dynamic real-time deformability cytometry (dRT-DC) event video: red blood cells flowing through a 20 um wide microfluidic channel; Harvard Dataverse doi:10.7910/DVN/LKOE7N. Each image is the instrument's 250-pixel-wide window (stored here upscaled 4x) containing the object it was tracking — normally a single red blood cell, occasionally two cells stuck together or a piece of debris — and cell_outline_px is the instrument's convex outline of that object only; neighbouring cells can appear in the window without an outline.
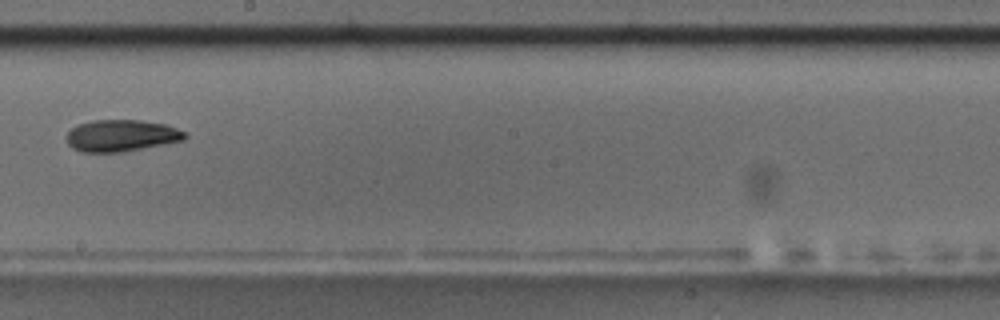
{"species": "common noctule bat (a hibernating species)", "species_latin": "Nyctalus noctula", "temperature_condition": "room temperature", "stored_images_in_passage": 12, "camera_frame_rate_fps": 3000, "um_per_image_px": 0.085, "animal": {"sex": "male", "body_mass_g": 17.5, "forearm_length_mm": 52.3}, "frame": {"image": 1, "passage_image": 6, "time_ms": 5.667, "image_size_px": [1000, 320], "cell_outline_px": [[188, 136], [184, 140], [124, 152], [80, 152], [72, 148], [68, 144], [64, 136], [76, 124], [92, 120], [140, 120], [164, 124], [176, 128], [184, 132]], "centroid_in_image_um": [10.26, 11.53], "position_along_channel_um": 237.9, "area_um2": 22.08}}